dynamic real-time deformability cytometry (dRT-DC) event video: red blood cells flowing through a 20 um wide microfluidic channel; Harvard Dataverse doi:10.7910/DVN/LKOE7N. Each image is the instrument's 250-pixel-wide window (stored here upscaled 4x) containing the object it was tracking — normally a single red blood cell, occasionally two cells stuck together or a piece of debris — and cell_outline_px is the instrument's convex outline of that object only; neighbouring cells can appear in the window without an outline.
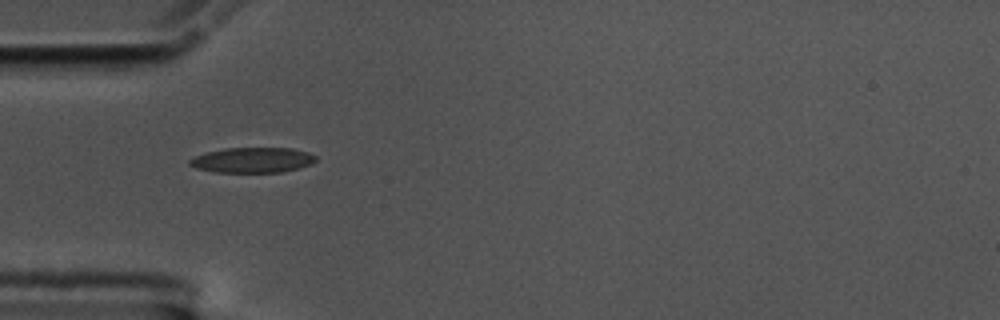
{"species": "common noctule bat (a hibernating species)", "species_latin": "Nyctalus noctula", "temperature_condition": "cold", "stored_images_in_passage": 34, "camera_frame_rate_fps": 3000, "um_per_image_px": 0.085, "animal": {"sex": "male", "body_mass_g": 17.5, "forearm_length_mm": 52.3}, "frame": {"image": 1, "passage_image": 1, "time_ms": 0.0, "image_size_px": [1000, 320], "cell_outline_px": [[316, 160], [312, 164], [300, 168], [284, 172], [212, 172], [196, 168], [188, 164], [188, 160], [192, 156], [204, 152], [224, 148], [292, 148], [308, 152], [316, 156]], "centroid_in_image_um": [21.43, 13.6], "position_along_channel_um": 63.6, "area_um2": 18.9}}
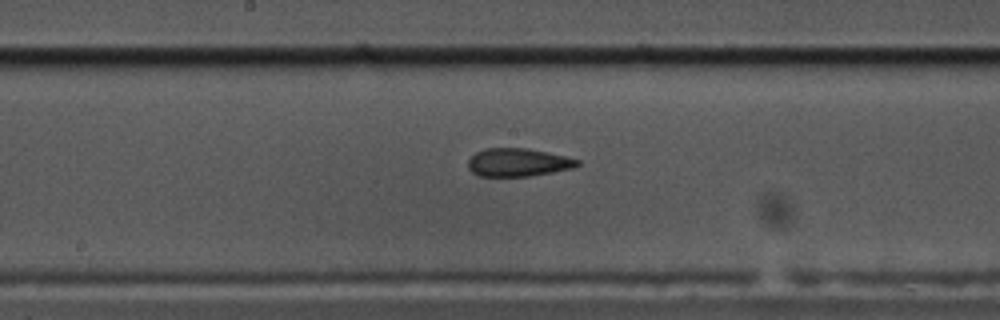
{"frame": {"image": 2, "passage_image": 13, "time_ms": 4.0, "image_size_px": [1000, 320], "cell_outline_px": [[580, 164], [572, 168], [532, 176], [480, 176], [472, 172], [468, 168], [468, 160], [476, 152], [488, 148], [528, 148], [564, 156], [580, 160]], "centroid_in_image_um": [44.02, 13.8], "position_along_channel_um": 204.2, "area_um2": 17.8}}
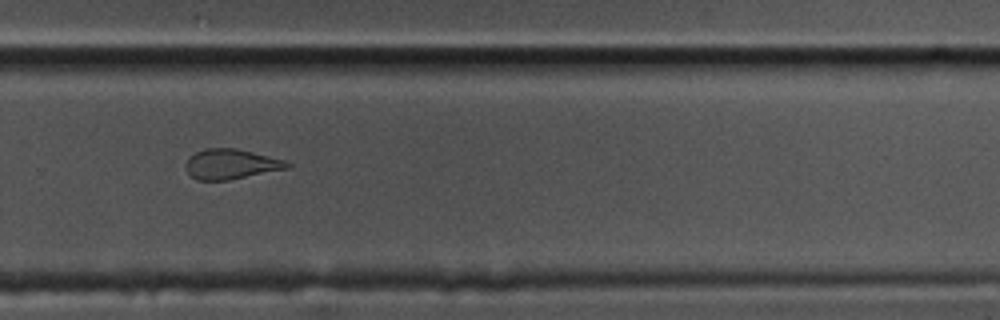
{"frame": {"image": 3, "passage_image": 22, "time_ms": 7.0, "image_size_px": [1000, 320], "cell_outline_px": [[292, 164], [288, 168], [228, 180], [196, 180], [184, 168], [184, 164], [196, 152], [204, 148], [236, 148], [284, 160]], "centroid_in_image_um": [19.61, 13.95], "position_along_channel_um": 310.2, "area_um2": 17.57}, "authors_computed_cell_mechanics": {"area_um2": 18.2937, "velocity_mm_per_s": 3.5379, "shape_relaxation_time_tau1_ms": null, "shape_relaxation_time_tau2_ms": 2.6504, "deformation_change_tau1": null, "deformation_change_tau2": 0.1105}}